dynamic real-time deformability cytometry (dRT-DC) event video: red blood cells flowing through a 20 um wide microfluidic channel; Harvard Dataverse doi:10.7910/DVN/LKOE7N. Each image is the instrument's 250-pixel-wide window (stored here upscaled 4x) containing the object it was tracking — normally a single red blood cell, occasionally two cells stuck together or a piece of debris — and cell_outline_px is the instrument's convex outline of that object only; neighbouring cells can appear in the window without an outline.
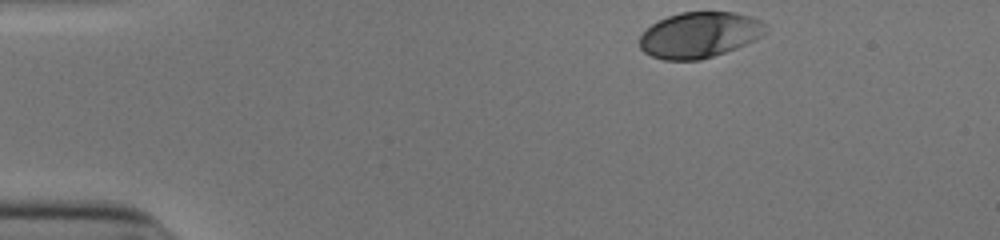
{"species": "human", "species_latin": "Homo sapiens", "temperature_condition": "cold", "stored_images_in_passage": 35, "camera_frame_rate_fps": 3000, "um_per_image_px": 0.085, "donor": {"sex": "male"}, "frame": {"image": 1, "passage_image": 1, "time_ms": 0.0, "image_size_px": [1000, 240], "cell_outline_px": [[768, 28], [756, 40], [736, 48], [700, 60], [664, 60], [652, 56], [644, 52], [640, 48], [640, 36], [652, 24], [668, 16], [680, 12], [736, 12], [752, 16], [768, 24]], "centroid_in_image_um": [59.49, 2.96], "position_along_channel_um": 25.5, "area_um2": 33.64}}
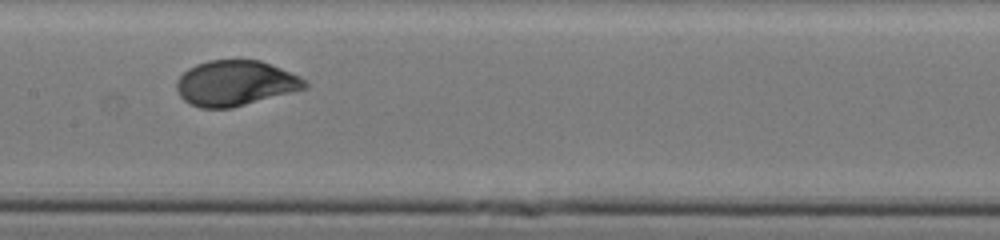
{"frame": {"image": 2, "passage_image": 20, "time_ms": 6.333, "image_size_px": [1000, 240], "cell_outline_px": [[308, 88], [232, 108], [200, 108], [188, 104], [180, 96], [176, 88], [176, 80], [188, 68], [196, 64], [208, 60], [260, 60], [300, 76], [308, 84]], "centroid_in_image_um": [19.98, 7.08], "position_along_channel_um": 187.4, "area_um2": 33.99}}
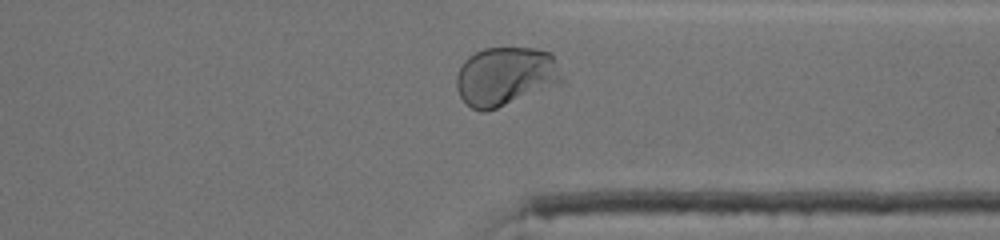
{"frame": {"image": 3, "passage_image": 34, "time_ms": 11.0, "image_size_px": [1000, 240], "cell_outline_px": [[564, 84], [496, 108], [484, 112], [480, 112], [472, 108], [460, 96], [456, 88], [456, 76], [464, 60], [468, 56], [484, 48], [532, 48], [552, 52], [564, 76]], "centroid_in_image_um": [43.03, 6.49], "position_along_channel_um": 368.4, "area_um2": 36.76}, "authors_computed_cell_mechanics": {"area_um2": 34.2754, "velocity_mm_per_s": 3.8803, "shape_relaxation_time_tau1_ms": 2.502, "shape_relaxation_time_tau2_ms": null, "deformation_change_tau1": 0.1574, "deformation_change_tau2": null}}